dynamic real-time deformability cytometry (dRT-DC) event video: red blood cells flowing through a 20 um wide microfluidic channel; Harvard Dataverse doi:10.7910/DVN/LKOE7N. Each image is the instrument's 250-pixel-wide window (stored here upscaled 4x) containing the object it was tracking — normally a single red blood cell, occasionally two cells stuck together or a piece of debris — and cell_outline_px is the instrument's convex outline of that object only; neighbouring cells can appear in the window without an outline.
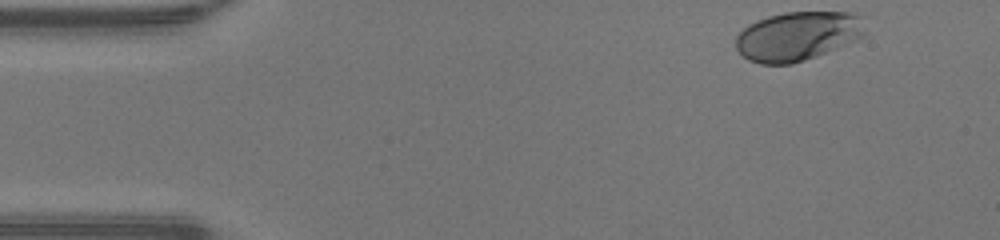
{"species": "human", "species_latin": "Homo sapiens", "temperature_condition": "warm", "stored_images_in_passage": 39, "camera_frame_rate_fps": 3000, "um_per_image_px": 0.085, "donor": {"sex": "male"}, "frame": {"image": 1, "passage_image": 1, "time_ms": 0.0, "image_size_px": [1000, 240], "cell_outline_px": [[864, 36], [856, 40], [816, 56], [792, 64], [760, 64], [748, 60], [736, 48], [736, 36], [748, 24], [756, 20], [768, 16], [784, 12], [852, 12], [860, 16], [864, 32]], "centroid_in_image_um": [67.77, 3.06], "position_along_channel_um": 17.2, "area_um2": 36.88}}
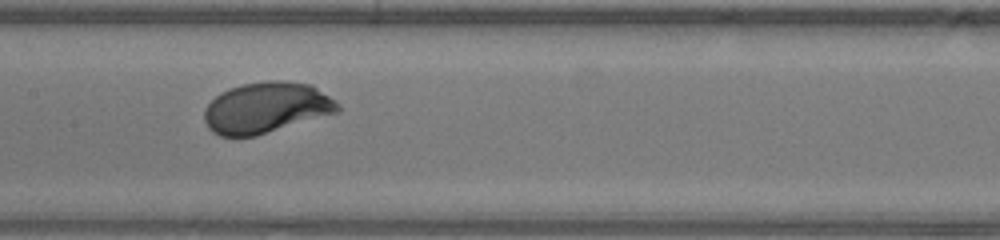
{"frame": {"image": 2, "passage_image": 20, "time_ms": 6.333, "image_size_px": [1000, 240], "cell_outline_px": [[340, 112], [256, 136], [220, 136], [212, 132], [208, 128], [204, 120], [204, 108], [220, 92], [228, 88], [244, 84], [268, 80], [280, 80], [312, 84], [336, 100], [340, 104]], "centroid_in_image_um": [22.66, 9.15], "position_along_channel_um": 184.7, "area_um2": 40.0}}
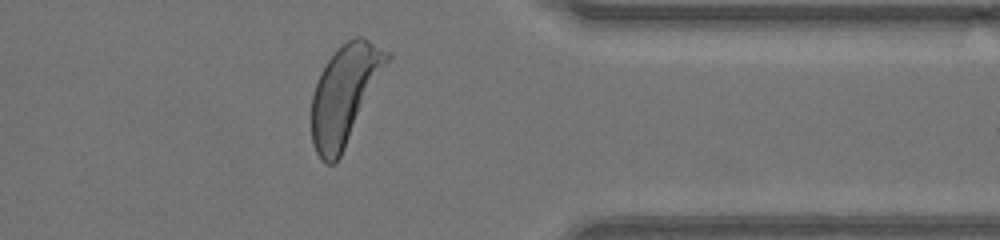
{"frame": {"image": 3, "passage_image": 35, "time_ms": 11.333, "image_size_px": [1000, 240], "cell_outline_px": [[392, 56], [340, 156], [332, 164], [324, 164], [320, 160], [312, 144], [312, 96], [320, 72], [328, 60], [348, 40], [356, 36], [364, 36], [392, 52]], "centroid_in_image_um": [29.32, 8.0], "position_along_channel_um": 382.1, "area_um2": 42.95}, "authors_computed_cell_mechanics": {"area_um2": 39.1884, "velocity_mm_per_s": 4.2261, "shape_relaxation_time_tau1_ms": 2.0792, "shape_relaxation_time_tau2_ms": null, "deformation_change_tau1": 0.1691, "deformation_change_tau2": null}}